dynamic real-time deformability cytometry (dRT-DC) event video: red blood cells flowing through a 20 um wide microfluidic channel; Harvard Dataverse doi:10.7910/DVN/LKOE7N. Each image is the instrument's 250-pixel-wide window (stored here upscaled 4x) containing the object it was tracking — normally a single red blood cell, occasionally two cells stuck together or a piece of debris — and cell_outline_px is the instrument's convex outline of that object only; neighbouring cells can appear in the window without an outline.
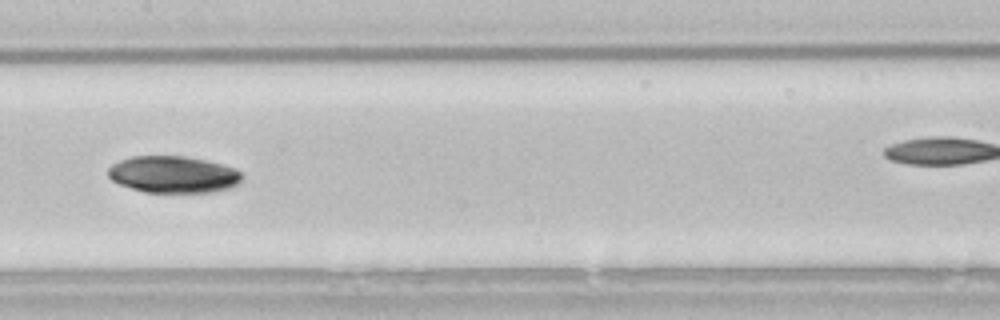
{"species": "common noctule bat (a hibernating species)", "species_latin": "Nyctalus noctula", "temperature_condition": "room temperature", "stored_images_in_passage": 31, "camera_frame_rate_fps": 3000, "um_per_image_px": 0.085, "animal": {"sex": "male", "body_mass_g": 21.5, "forearm_length_mm": 52.0}, "frame": {"image": 1, "passage_image": 14, "time_ms": 4.333, "image_size_px": [1000, 320], "cell_outline_px": [[244, 176], [236, 184], [228, 188], [212, 192], [144, 192], [120, 184], [112, 180], [108, 176], [108, 168], [112, 164], [120, 160], [132, 156], [184, 156], [204, 160], [220, 164], [232, 168], [240, 172]], "centroid_in_image_um": [14.69, 14.83], "position_along_channel_um": 192.7, "area_um2": 28.44}}